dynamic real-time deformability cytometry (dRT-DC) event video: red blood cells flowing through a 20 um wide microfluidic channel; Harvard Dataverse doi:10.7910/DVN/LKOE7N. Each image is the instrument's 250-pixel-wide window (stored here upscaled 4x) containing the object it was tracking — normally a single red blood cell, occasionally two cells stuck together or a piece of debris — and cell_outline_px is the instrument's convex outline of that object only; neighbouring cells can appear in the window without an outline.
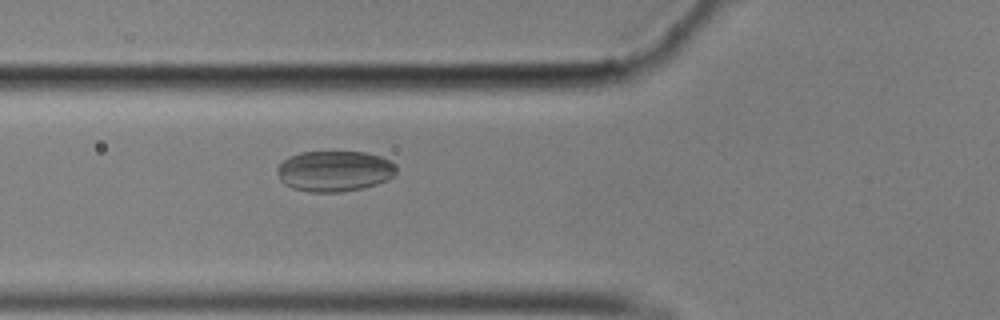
{"species": "common noctule bat (a hibernating species)", "species_latin": "Nyctalus noctula", "temperature_condition": "cold", "stored_images_in_passage": 42, "camera_frame_rate_fps": 3000, "um_per_image_px": 0.085, "animal": {"sex": "male", "body_mass_g": 17.9}, "frame": {"image": 1, "passage_image": 6, "time_ms": 1.667, "image_size_px": [1000, 320], "cell_outline_px": [[396, 172], [388, 180], [364, 188], [340, 192], [308, 192], [292, 188], [284, 184], [280, 180], [276, 168], [288, 156], [300, 152], [364, 152], [380, 156], [396, 164]], "centroid_in_image_um": [28.42, 14.55], "position_along_channel_um": 97.4, "area_um2": 28.44}}
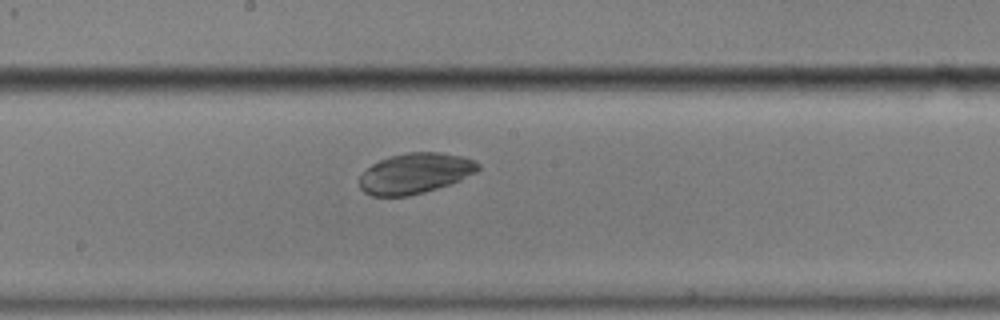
{"frame": {"image": 2, "passage_image": 16, "time_ms": 5.0, "image_size_px": [1000, 320], "cell_outline_px": [[480, 168], [476, 172], [460, 180], [424, 192], [408, 196], [372, 196], [364, 192], [360, 188], [360, 176], [372, 164], [380, 160], [392, 156], [408, 152], [440, 152], [464, 156], [480, 164]], "centroid_in_image_um": [35.29, 14.73], "position_along_channel_um": 212.9, "area_um2": 27.8}}
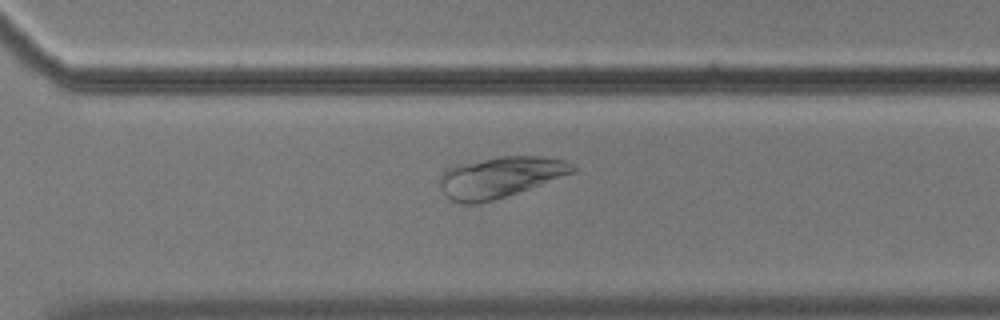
{"frame": {"image": 3, "passage_image": 26, "time_ms": 8.333, "image_size_px": [1000, 320], "cell_outline_px": [[576, 172], [480, 204], [460, 204], [444, 196], [440, 188], [440, 176], [448, 168], [456, 164], [500, 156], [540, 156], [568, 160], [576, 168]], "centroid_in_image_um": [42.48, 15.05], "position_along_channel_um": 328.1, "area_um2": 31.62}}